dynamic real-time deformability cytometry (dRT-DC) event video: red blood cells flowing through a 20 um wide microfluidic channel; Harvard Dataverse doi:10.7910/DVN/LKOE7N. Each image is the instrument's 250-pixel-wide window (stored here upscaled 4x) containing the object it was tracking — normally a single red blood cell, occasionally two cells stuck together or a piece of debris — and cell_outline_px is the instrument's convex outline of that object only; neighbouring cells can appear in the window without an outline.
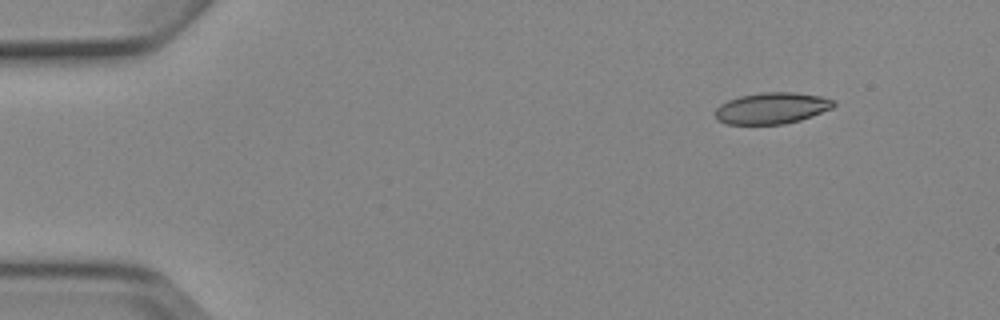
{"species": "Egyptian fruit bat (a non-hibernating species)", "species_latin": "Rousettus aegyptiacus", "temperature_condition": "cold", "stored_images_in_passage": 4, "camera_frame_rate_fps": 3000, "um_per_image_px": 0.085, "animal": {"sex": "female"}, "frame": {"image": 1, "passage_image": 2, "time_ms": 1.333, "image_size_px": [1000, 320], "cell_outline_px": [[836, 104], [832, 108], [812, 116], [800, 120], [784, 124], [724, 124], [716, 120], [716, 108], [720, 104], [728, 100], [740, 96], [760, 92], [796, 92], [820, 96], [836, 100]], "centroid_in_image_um": [65.61, 9.19], "position_along_channel_um": 19.4, "area_um2": 21.79}}